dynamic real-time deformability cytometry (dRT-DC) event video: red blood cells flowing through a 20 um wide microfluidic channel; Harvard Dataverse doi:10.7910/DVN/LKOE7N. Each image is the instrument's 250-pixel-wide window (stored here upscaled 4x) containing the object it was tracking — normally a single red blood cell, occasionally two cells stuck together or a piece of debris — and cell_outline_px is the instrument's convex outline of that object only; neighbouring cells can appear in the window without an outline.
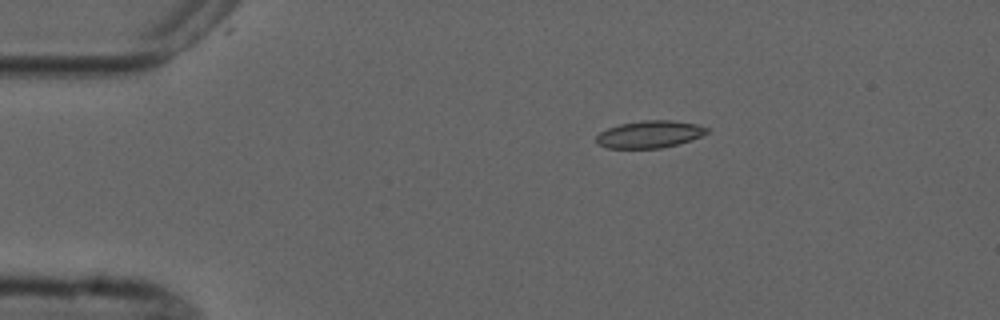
{"species": "common noctule bat (a hibernating species)", "species_latin": "Nyctalus noctula", "temperature_condition": "cold", "stored_images_in_passage": 6, "camera_frame_rate_fps": 3000, "um_per_image_px": 0.085, "animal": {"sex": "male", "forearm_length_mm": 52.5}, "frame": {"image": 1, "passage_image": 3, "time_ms": 2.333, "image_size_px": [1000, 320], "cell_outline_px": [[708, 132], [700, 136], [676, 144], [660, 148], [608, 148], [600, 144], [596, 140], [596, 136], [600, 132], [608, 128], [620, 124], [640, 120], [672, 120], [696, 124], [708, 128]], "centroid_in_image_um": [55.19, 11.4], "position_along_channel_um": 29.8, "area_um2": 17.28}}
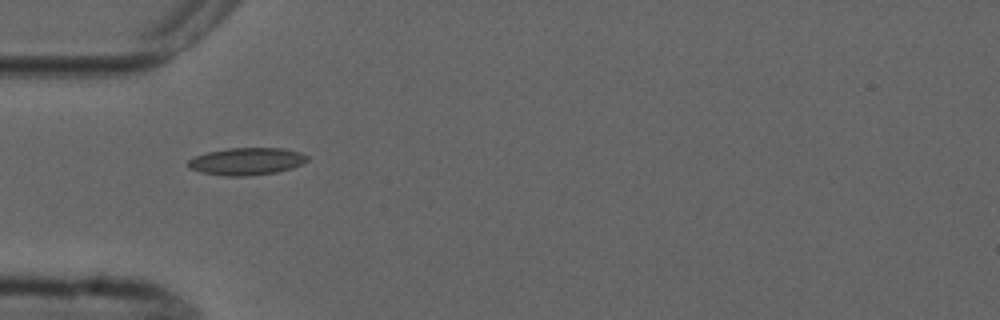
{"frame": {"image": 2, "passage_image": 5, "time_ms": 4.667, "image_size_px": [1000, 320], "cell_outline_px": [[308, 160], [292, 168], [276, 172], [244, 176], [228, 176], [200, 172], [188, 168], [184, 164], [188, 160], [196, 156], [208, 152], [228, 148], [284, 148], [300, 152], [308, 156]], "centroid_in_image_um": [20.93, 13.71], "position_along_channel_um": 64.1, "area_um2": 18.96}}
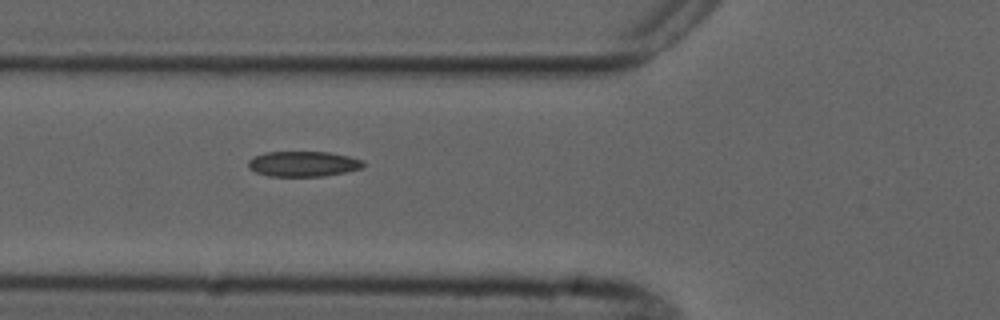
{"frame": {"image": 3, "passage_image": 6, "time_ms": 5.667, "image_size_px": [1000, 320], "cell_outline_px": [[364, 168], [324, 176], [268, 176], [256, 172], [248, 168], [248, 160], [264, 152], [328, 152], [348, 156], [364, 160]], "centroid_in_image_um": [25.78, 13.93], "position_along_channel_um": 100.0, "area_um2": 16.99}}